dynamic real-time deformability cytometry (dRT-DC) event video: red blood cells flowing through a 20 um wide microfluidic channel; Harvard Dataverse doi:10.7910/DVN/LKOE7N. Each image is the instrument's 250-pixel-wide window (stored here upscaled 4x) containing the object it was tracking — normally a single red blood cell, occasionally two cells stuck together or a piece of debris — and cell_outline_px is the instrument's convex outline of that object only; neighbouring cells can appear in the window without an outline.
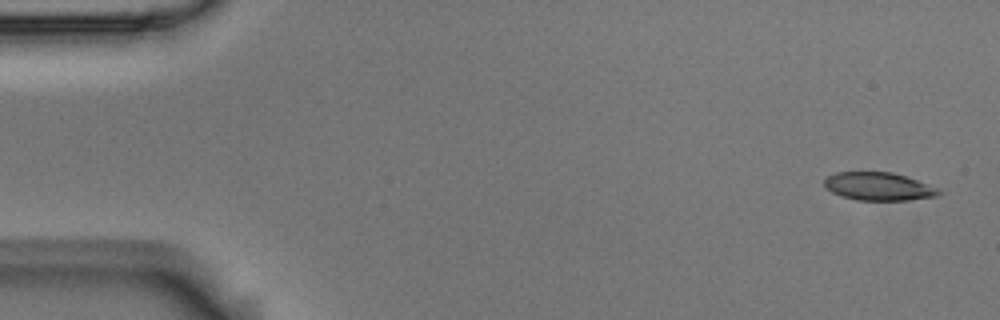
{"species": "Egyptian fruit bat (a non-hibernating species)", "species_latin": "Rousettus aegyptiacus", "temperature_condition": "room temperature", "stored_images_in_passage": 4, "camera_frame_rate_fps": 3000, "um_per_image_px": 0.085, "animal": {"sex": "male"}, "frame": {"image": 1, "passage_image": 1, "time_ms": 0.0, "image_size_px": [1000, 320], "cell_outline_px": [[940, 192], [936, 196], [908, 200], [856, 200], [840, 196], [832, 192], [824, 184], [824, 180], [828, 176], [836, 172], [892, 172], [916, 180], [936, 188]], "centroid_in_image_um": [74.62, 15.85], "position_along_channel_um": 10.4, "area_um2": 18.38}}
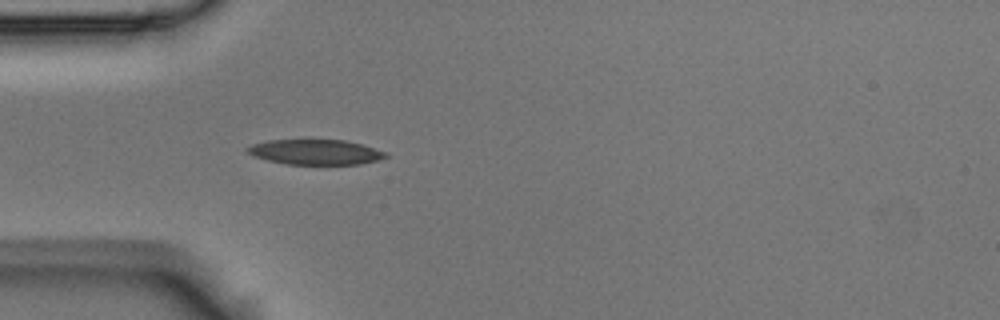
{"frame": {"image": 2, "passage_image": 4, "time_ms": 1.0, "image_size_px": [1000, 320], "cell_outline_px": [[388, 156], [376, 160], [360, 164], [288, 164], [268, 160], [252, 156], [244, 148], [252, 144], [268, 140], [344, 140], [364, 144], [388, 152]], "centroid_in_image_um": [26.82, 12.92], "position_along_channel_um": 58.2, "area_um2": 20.29}}